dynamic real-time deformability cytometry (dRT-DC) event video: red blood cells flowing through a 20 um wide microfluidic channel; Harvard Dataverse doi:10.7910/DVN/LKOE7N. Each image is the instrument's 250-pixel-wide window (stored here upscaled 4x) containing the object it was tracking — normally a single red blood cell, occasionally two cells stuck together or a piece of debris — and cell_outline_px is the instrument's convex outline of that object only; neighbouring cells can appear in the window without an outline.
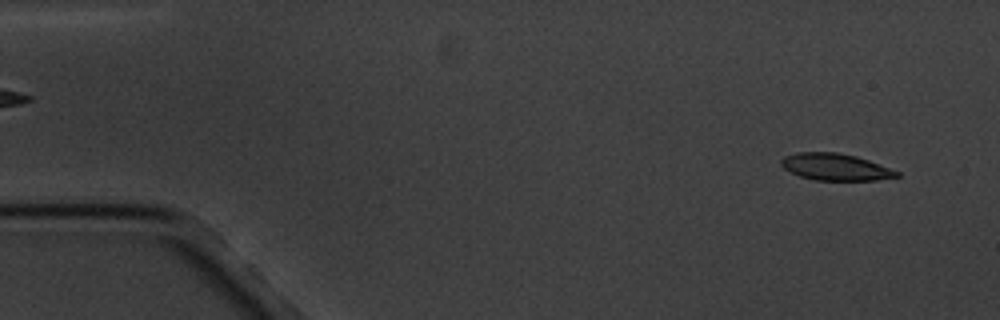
{"species": "common noctule bat (a hibernating species)", "species_latin": "Nyctalus noctula", "temperature_condition": "cold", "stored_images_in_passage": 6, "segment_of_instrument_passage": [2, 2], "camera_frame_rate_fps": 3000, "um_per_image_px": 0.085, "animal": {"sex": "male", "body_mass_g": 20.1, "forearm_length_mm": 53.5}, "frame": {"image": 1, "passage_image": 6, "time_ms": 6.0, "image_size_px": [1000, 320], "cell_outline_px": [[900, 176], [876, 180], [816, 180], [800, 176], [784, 168], [780, 164], [780, 160], [784, 156], [796, 152], [836, 152], [856, 156], [868, 160], [900, 172]], "centroid_in_image_um": [70.99, 14.18], "position_along_channel_um": 14.0, "area_um2": 17.98}}